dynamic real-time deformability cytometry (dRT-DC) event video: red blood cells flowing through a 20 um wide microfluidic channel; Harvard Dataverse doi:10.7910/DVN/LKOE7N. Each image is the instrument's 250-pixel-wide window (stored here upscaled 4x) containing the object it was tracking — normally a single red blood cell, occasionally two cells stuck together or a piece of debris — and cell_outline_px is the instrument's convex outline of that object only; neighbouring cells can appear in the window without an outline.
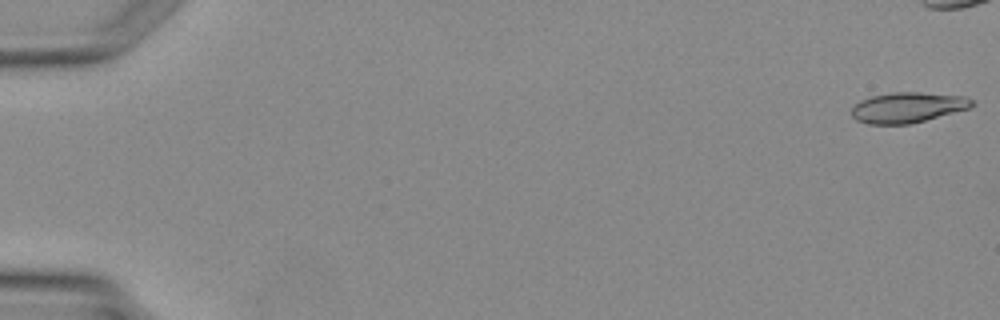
{"species": "Egyptian fruit bat (a non-hibernating species)", "species_latin": "Rousettus aegyptiacus", "temperature_condition": "warm", "stored_images_in_passage": 4, "camera_frame_rate_fps": 3000, "um_per_image_px": 0.085, "animal": {"sex": "female"}, "frame": {"image": 1, "passage_image": 1, "time_ms": 0.0, "image_size_px": [1000, 320], "cell_outline_px": [[976, 104], [972, 108], [908, 124], [868, 124], [856, 120], [852, 116], [852, 108], [860, 100], [872, 96], [892, 92], [920, 92], [964, 96], [972, 100]], "centroid_in_image_um": [77.17, 9.13], "position_along_channel_um": 7.8, "area_um2": 21.33}}